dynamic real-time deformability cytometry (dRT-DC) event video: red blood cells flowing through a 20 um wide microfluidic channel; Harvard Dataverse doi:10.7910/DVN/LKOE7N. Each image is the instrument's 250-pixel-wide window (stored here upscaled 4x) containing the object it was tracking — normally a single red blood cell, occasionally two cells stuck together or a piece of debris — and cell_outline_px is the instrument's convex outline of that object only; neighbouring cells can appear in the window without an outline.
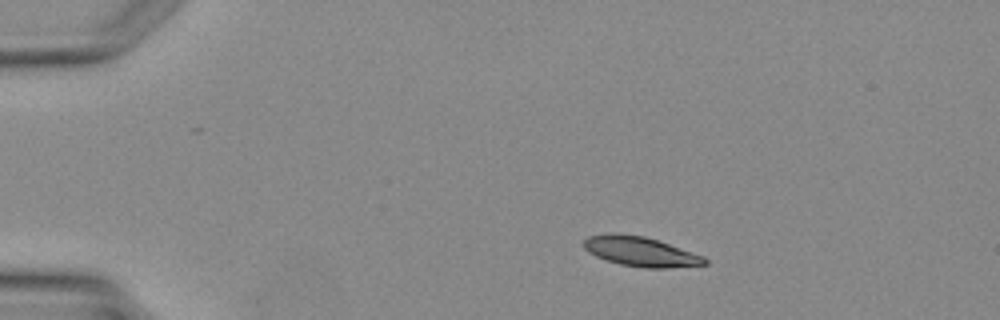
{"species": "Egyptian fruit bat (a non-hibernating species)", "species_latin": "Rousettus aegyptiacus", "temperature_condition": "warm", "stored_images_in_passage": 3, "camera_frame_rate_fps": 3000, "um_per_image_px": 0.085, "animal": {"sex": "female"}, "frame": {"image": 1, "passage_image": 2, "time_ms": 1.0, "image_size_px": [1000, 320], "cell_outline_px": [[708, 264], [668, 268], [644, 268], [620, 264], [604, 260], [588, 252], [584, 248], [584, 240], [588, 236], [608, 232], [616, 232], [644, 236], [704, 256], [708, 260]], "centroid_in_image_um": [54.41, 21.37], "position_along_channel_um": 30.6, "area_um2": 21.04}}